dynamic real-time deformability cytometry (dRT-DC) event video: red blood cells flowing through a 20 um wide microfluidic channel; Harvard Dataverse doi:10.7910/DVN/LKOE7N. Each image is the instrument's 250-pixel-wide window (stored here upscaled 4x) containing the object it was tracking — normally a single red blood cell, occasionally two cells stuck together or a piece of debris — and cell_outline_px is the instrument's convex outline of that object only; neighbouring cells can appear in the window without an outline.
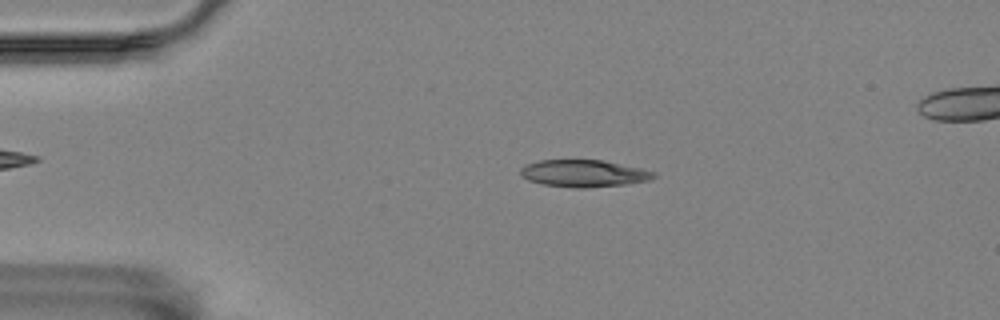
{"species": "Egyptian fruit bat (a non-hibernating species)", "species_latin": "Rousettus aegyptiacus", "temperature_condition": "room temperature", "stored_images_in_passage": 56, "camera_frame_rate_fps": 3000, "um_per_image_px": 0.085, "animal": {"sex": "female"}, "frame": {"image": 1, "passage_image": 11, "time_ms": 3.333, "image_size_px": [1000, 320], "cell_outline_px": [[656, 176], [648, 180], [624, 184], [588, 188], [576, 188], [544, 184], [528, 180], [520, 172], [520, 168], [524, 164], [540, 160], [604, 160], [640, 168], [656, 172]], "centroid_in_image_um": [49.61, 14.73], "position_along_channel_um": 35.4, "area_um2": 20.92}}
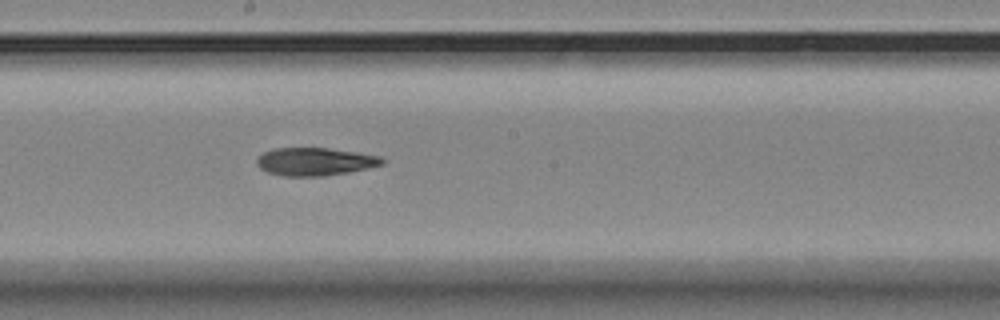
{"frame": {"image": 2, "passage_image": 30, "time_ms": 9.667, "image_size_px": [1000, 320], "cell_outline_px": [[384, 164], [348, 172], [324, 176], [284, 176], [268, 172], [260, 168], [256, 164], [256, 160], [264, 152], [272, 148], [328, 148], [356, 152], [380, 156], [384, 160]], "centroid_in_image_um": [26.75, 13.73], "position_along_channel_um": 221.4, "area_um2": 20.29}}
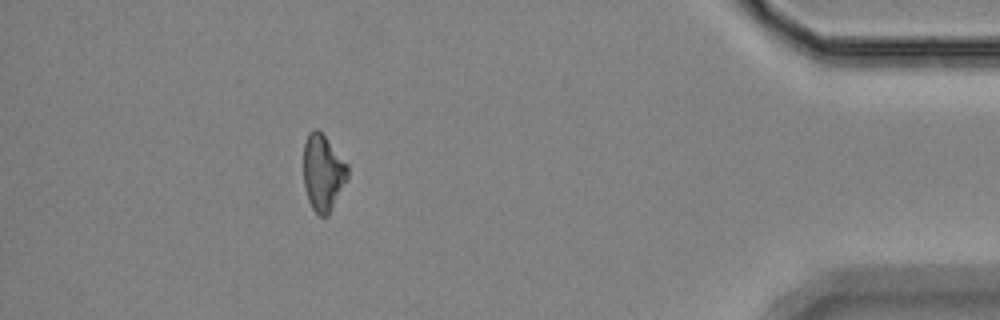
{"frame": {"image": 3, "passage_image": 50, "time_ms": 16.333, "image_size_px": [1000, 320], "cell_outline_px": [[348, 176], [328, 216], [320, 216], [312, 208], [308, 200], [304, 184], [304, 144], [308, 132], [316, 128], [324, 136], [348, 164]], "centroid_in_image_um": [27.44, 14.68], "position_along_channel_um": 407.8, "area_um2": 19.36}}